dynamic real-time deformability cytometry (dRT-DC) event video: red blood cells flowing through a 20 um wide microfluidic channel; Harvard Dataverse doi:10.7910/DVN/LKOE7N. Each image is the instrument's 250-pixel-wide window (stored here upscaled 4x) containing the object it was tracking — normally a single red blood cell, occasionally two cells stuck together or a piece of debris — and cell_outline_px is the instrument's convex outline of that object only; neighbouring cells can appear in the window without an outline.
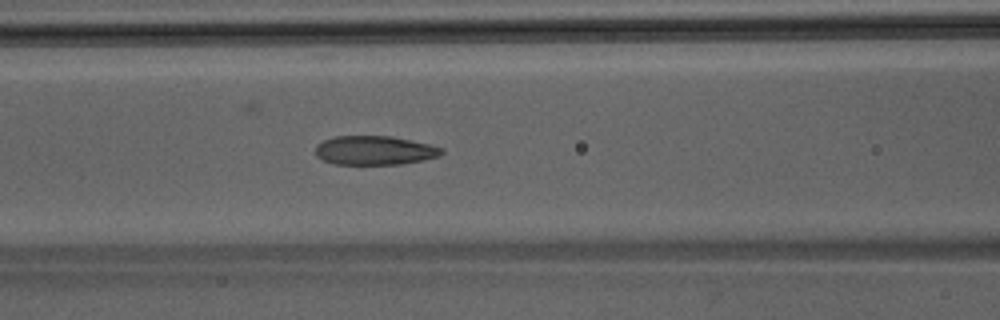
{"species": "Egyptian fruit bat (a non-hibernating species)", "species_latin": "Rousettus aegyptiacus", "temperature_condition": "room temperature", "stored_images_in_passage": 34, "camera_frame_rate_fps": 3000, "um_per_image_px": 0.085, "animal": {"sex": "male"}, "frame": {"image": 1, "passage_image": 6, "time_ms": 1.667, "image_size_px": [1000, 320], "cell_outline_px": [[444, 152], [440, 156], [400, 164], [336, 164], [324, 160], [316, 156], [316, 144], [332, 136], [392, 136], [428, 144], [444, 148]], "centroid_in_image_um": [31.83, 12.77], "position_along_channel_um": 134.8, "area_um2": 21.27}}
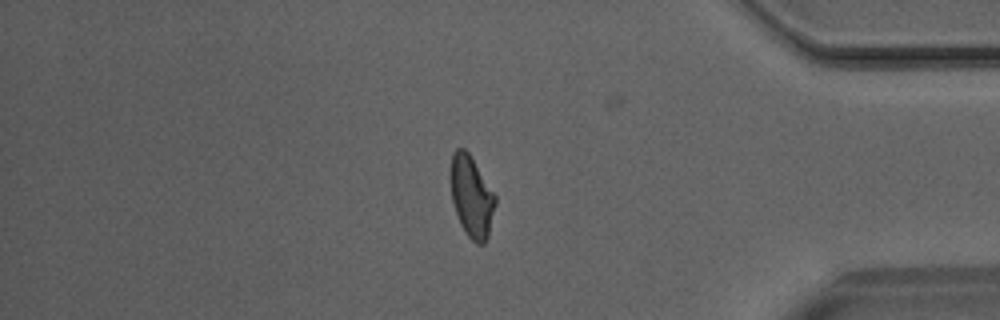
{"frame": {"image": 2, "passage_image": 26, "time_ms": 8.333, "image_size_px": [1000, 320], "cell_outline_px": [[496, 204], [488, 236], [484, 244], [476, 244], [468, 236], [460, 224], [452, 200], [452, 152], [456, 148], [464, 148], [468, 152], [496, 196]], "centroid_in_image_um": [40.1, 16.74], "position_along_channel_um": 395.1, "area_um2": 20.75}}
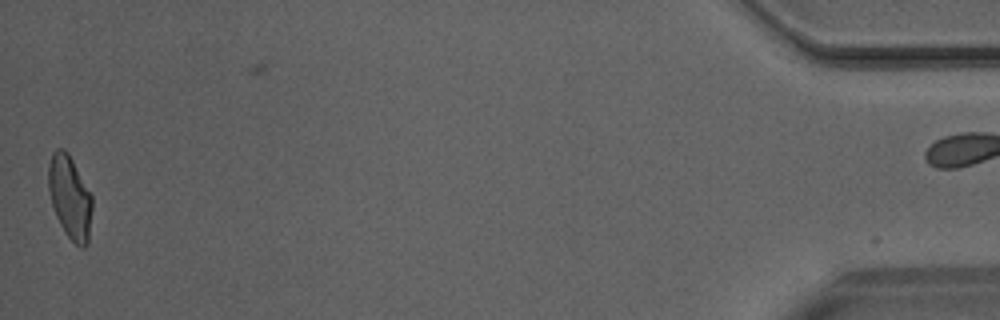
{"frame": {"image": 3, "passage_image": 33, "time_ms": 10.667, "image_size_px": [1000, 320], "cell_outline_px": [[92, 208], [88, 244], [84, 248], [80, 248], [64, 232], [56, 216], [52, 204], [48, 188], [48, 164], [52, 152], [56, 148], [64, 148], [68, 152], [92, 196]], "centroid_in_image_um": [5.93, 16.76], "position_along_channel_um": 429.3, "area_um2": 21.27}}